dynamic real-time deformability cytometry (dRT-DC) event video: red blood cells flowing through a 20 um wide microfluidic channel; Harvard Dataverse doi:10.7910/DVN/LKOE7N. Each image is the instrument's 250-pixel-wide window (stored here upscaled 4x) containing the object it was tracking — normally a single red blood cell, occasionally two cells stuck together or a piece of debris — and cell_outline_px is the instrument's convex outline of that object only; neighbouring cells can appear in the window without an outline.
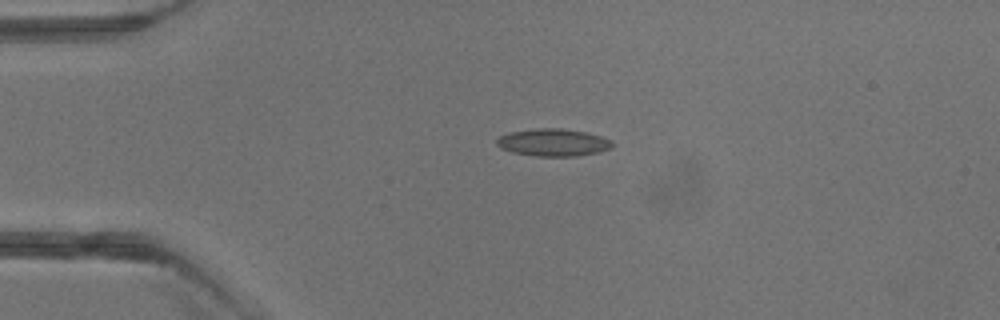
{"species": "common noctule bat (a hibernating species)", "species_latin": "Nyctalus noctula", "temperature_condition": "warm", "stored_images_in_passage": 2, "camera_frame_rate_fps": 3000, "um_per_image_px": 0.085, "animal": {"sex": "male", "body_mass_g": 13.3}, "frame": {"image": 1, "passage_image": 1, "time_ms": 0.0, "image_size_px": [1000, 320], "cell_outline_px": [[612, 148], [600, 152], [576, 156], [536, 156], [512, 152], [500, 148], [496, 144], [496, 140], [500, 136], [508, 132], [536, 128], [560, 128], [584, 132], [600, 136], [612, 140]], "centroid_in_image_um": [47.0, 12.11], "position_along_channel_um": 38.0, "area_um2": 18.5}}